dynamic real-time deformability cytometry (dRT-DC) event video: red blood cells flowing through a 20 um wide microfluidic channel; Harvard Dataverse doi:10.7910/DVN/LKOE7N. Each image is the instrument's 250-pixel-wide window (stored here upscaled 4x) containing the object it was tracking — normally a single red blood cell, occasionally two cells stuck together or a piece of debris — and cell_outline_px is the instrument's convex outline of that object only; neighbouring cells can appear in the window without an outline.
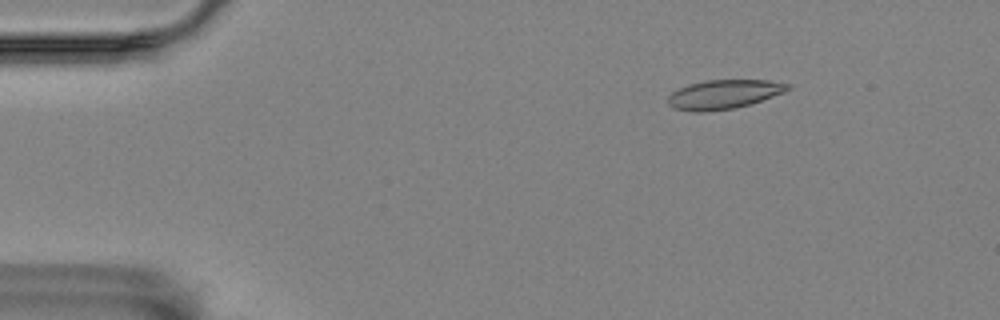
{"species": "Egyptian fruit bat (a non-hibernating species)", "species_latin": "Rousettus aegyptiacus", "temperature_condition": "room temperature", "stored_images_in_passage": 5, "camera_frame_rate_fps": 3000, "um_per_image_px": 0.085, "animal": {"sex": "female"}, "frame": {"image": 1, "passage_image": 3, "time_ms": 0.667, "image_size_px": [1000, 320], "cell_outline_px": [[792, 88], [784, 92], [736, 108], [708, 112], [692, 112], [676, 108], [668, 104], [668, 96], [672, 92], [688, 84], [704, 80], [768, 80], [792, 84]], "centroid_in_image_um": [61.52, 8.01], "position_along_channel_um": 23.5, "area_um2": 20.35}}